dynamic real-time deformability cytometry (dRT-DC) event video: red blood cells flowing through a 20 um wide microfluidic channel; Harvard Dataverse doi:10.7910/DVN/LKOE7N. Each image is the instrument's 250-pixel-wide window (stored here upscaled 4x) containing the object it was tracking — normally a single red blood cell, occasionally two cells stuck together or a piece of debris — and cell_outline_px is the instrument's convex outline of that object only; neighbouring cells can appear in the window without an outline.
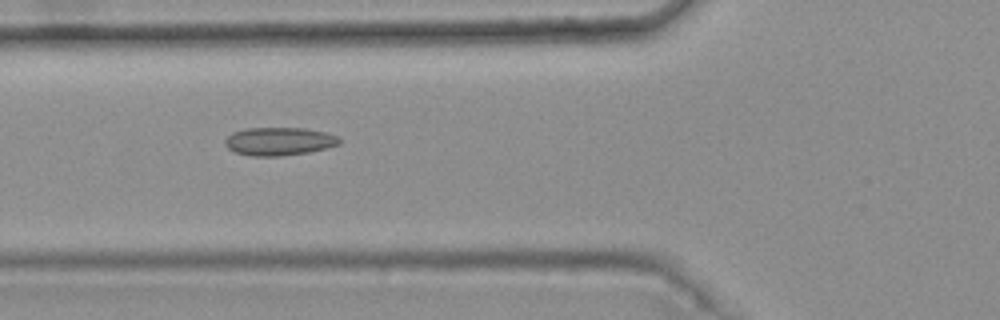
{"species": "common noctule bat (a hibernating species)", "species_latin": "Nyctalus noctula", "temperature_condition": "warm", "stored_images_in_passage": 7, "camera_frame_rate_fps": 3000, "um_per_image_px": 0.085, "animal": {"sex": "female", "body_mass_g": 25.1}, "frame": {"image": 1, "passage_image": 4, "time_ms": 1.0, "image_size_px": [1000, 320], "cell_outline_px": [[340, 144], [308, 152], [280, 156], [252, 156], [236, 152], [228, 148], [224, 144], [224, 140], [232, 132], [244, 128], [304, 128], [324, 132], [340, 136]], "centroid_in_image_um": [23.7, 12.0], "position_along_channel_um": 102.1, "area_um2": 18.73}}
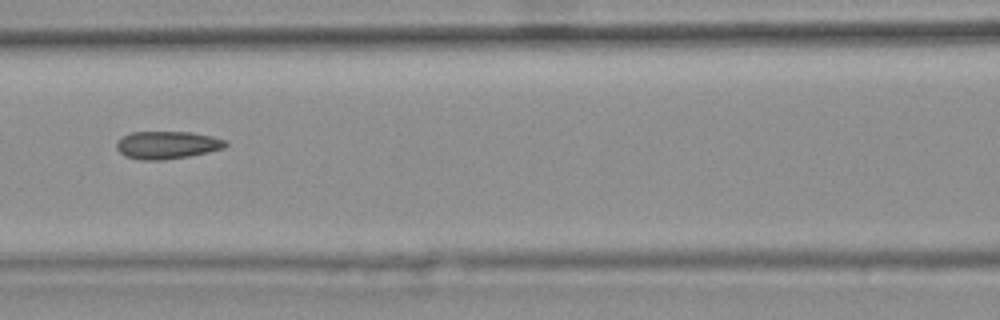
{"frame": {"image": 2, "passage_image": 5, "time_ms": 1.333, "image_size_px": [1000, 320], "cell_outline_px": [[228, 144], [224, 148], [208, 152], [188, 156], [164, 160], [140, 160], [124, 156], [116, 148], [116, 140], [132, 132], [192, 132], [212, 136], [224, 140]], "centroid_in_image_um": [14.18, 12.33], "position_along_channel_um": 152.4, "area_um2": 17.63}}
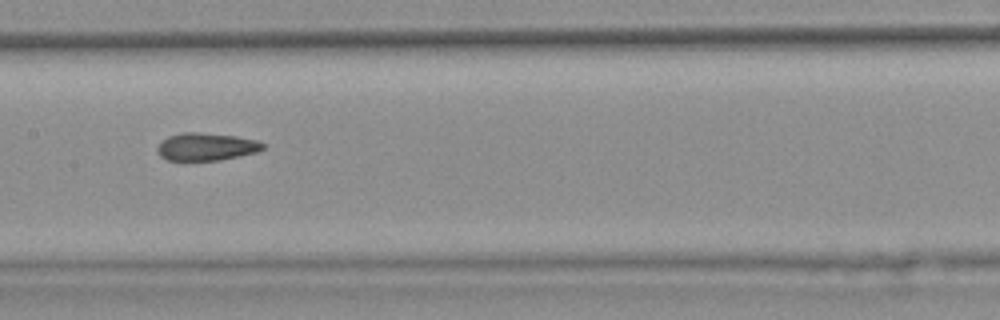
{"frame": {"image": 3, "passage_image": 6, "time_ms": 1.667, "image_size_px": [1000, 320], "cell_outline_px": [[264, 148], [256, 152], [220, 160], [168, 160], [160, 156], [156, 148], [168, 136], [184, 132], [200, 132], [236, 136], [256, 140], [264, 144]], "centroid_in_image_um": [17.53, 12.46], "position_along_channel_um": 189.9, "area_um2": 16.82}}